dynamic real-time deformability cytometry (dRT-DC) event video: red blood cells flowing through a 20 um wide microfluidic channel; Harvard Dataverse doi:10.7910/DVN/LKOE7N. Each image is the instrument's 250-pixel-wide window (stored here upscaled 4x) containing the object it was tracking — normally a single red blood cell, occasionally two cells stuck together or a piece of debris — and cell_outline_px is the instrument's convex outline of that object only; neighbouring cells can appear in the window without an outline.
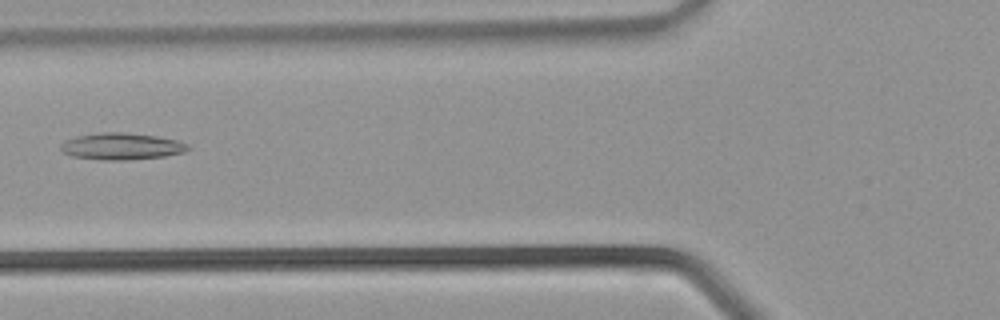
{"species": "common noctule bat (a hibernating species)", "species_latin": "Nyctalus noctula", "temperature_condition": "warm", "stored_images_in_passage": 24, "camera_frame_rate_fps": 3000, "um_per_image_px": 0.085, "animal": {"sex": "male", "body_mass_g": 21.5, "forearm_length_mm": 52.0}, "frame": {"image": 1, "passage_image": 5, "time_ms": 1.333, "image_size_px": [1000, 320], "cell_outline_px": [[192, 148], [184, 152], [164, 156], [124, 160], [100, 160], [72, 156], [64, 152], [60, 148], [60, 144], [76, 136], [104, 132], [124, 132], [156, 136], [176, 140], [188, 144]], "centroid_in_image_um": [10.35, 12.44], "position_along_channel_um": 115.5, "area_um2": 19.71}}
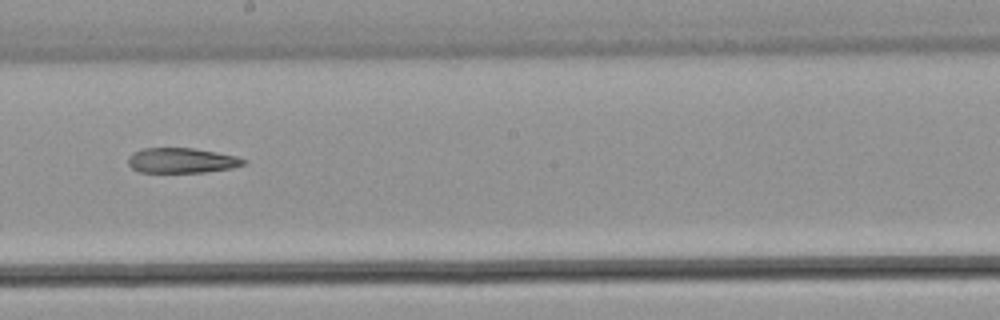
{"frame": {"image": 2, "passage_image": 11, "time_ms": 3.333, "image_size_px": [1000, 320], "cell_outline_px": [[248, 164], [232, 168], [204, 172], [140, 172], [132, 168], [128, 164], [128, 156], [132, 152], [144, 148], [192, 148], [216, 152], [236, 156], [248, 160]], "centroid_in_image_um": [15.46, 13.64], "position_along_channel_um": 232.7, "area_um2": 16.99}}
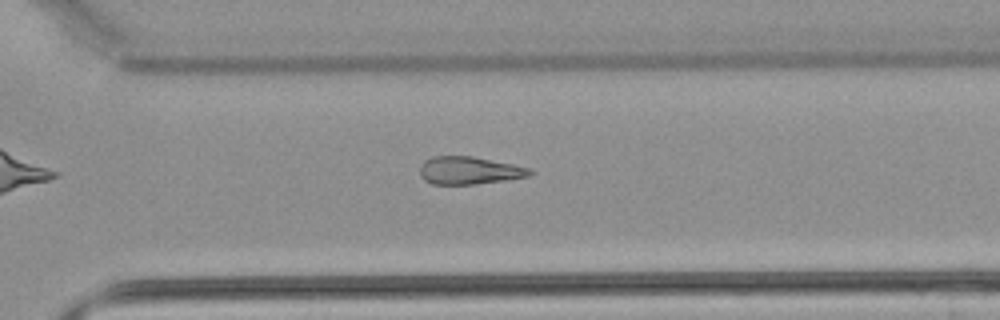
{"frame": {"image": 3, "passage_image": 16, "time_ms": 5.0, "image_size_px": [1000, 320], "cell_outline_px": [[536, 172], [528, 176], [504, 180], [476, 184], [432, 184], [424, 180], [420, 176], [420, 164], [424, 160], [432, 156], [472, 156], [512, 164], [528, 168]], "centroid_in_image_um": [39.84, 14.49], "position_along_channel_um": 330.8, "area_um2": 17.74}}